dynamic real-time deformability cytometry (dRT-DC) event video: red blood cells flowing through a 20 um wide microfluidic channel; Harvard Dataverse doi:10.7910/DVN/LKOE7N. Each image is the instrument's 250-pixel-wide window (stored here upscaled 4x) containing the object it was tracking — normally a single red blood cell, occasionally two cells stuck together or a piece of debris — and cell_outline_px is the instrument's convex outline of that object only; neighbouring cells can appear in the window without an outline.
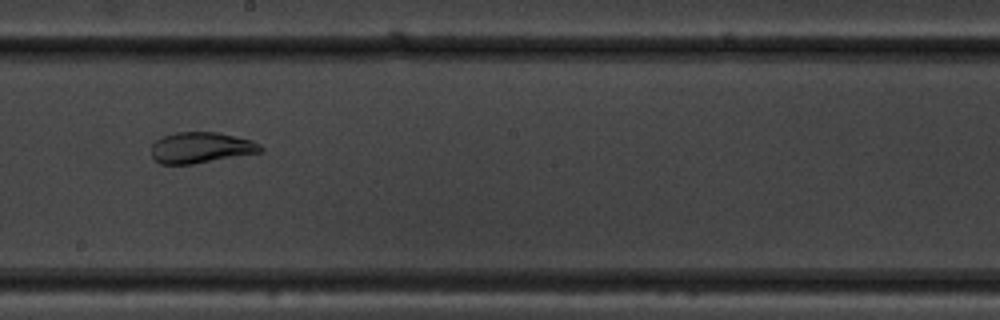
{"species": "common noctule bat (a hibernating species)", "species_latin": "Nyctalus noctula", "temperature_condition": "warm", "stored_images_in_passage": 55, "segment_of_instrument_passage": [1, 2], "camera_frame_rate_fps": 3000, "um_per_image_px": 0.085, "animal": {"sex": "male", "body_mass_g": 19.5, "forearm_length_mm": 54.6}, "frame": {"image": 1, "passage_image": 31, "time_ms": 10.0, "image_size_px": [1000, 320], "cell_outline_px": [[264, 152], [192, 164], [160, 164], [152, 156], [152, 144], [156, 140], [164, 136], [176, 132], [216, 132], [252, 140], [260, 144], [264, 148]], "centroid_in_image_um": [17.11, 12.55], "position_along_channel_um": 231.1, "area_um2": 19.71}}
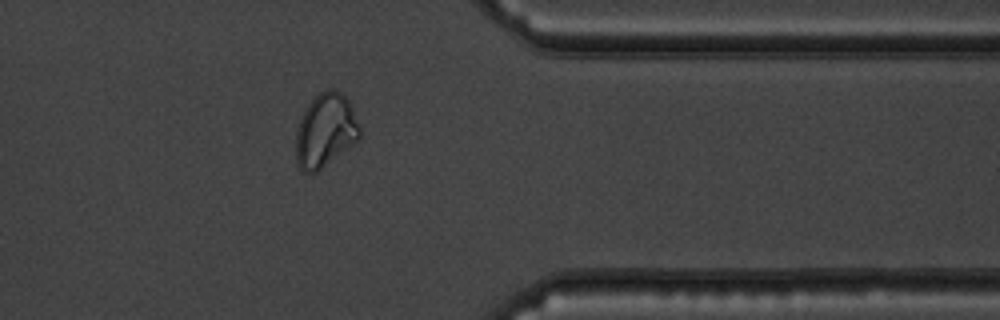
{"frame": {"image": 2, "passage_image": 44, "time_ms": 14.333, "image_size_px": [1000, 320], "cell_outline_px": [[360, 136], [352, 144], [312, 176], [308, 176], [296, 164], [296, 128], [308, 104], [320, 92], [328, 88], [332, 88], [340, 92], [348, 100], [352, 108], [360, 128]], "centroid_in_image_um": [27.62, 11.12], "position_along_channel_um": 383.8, "area_um2": 27.28}}
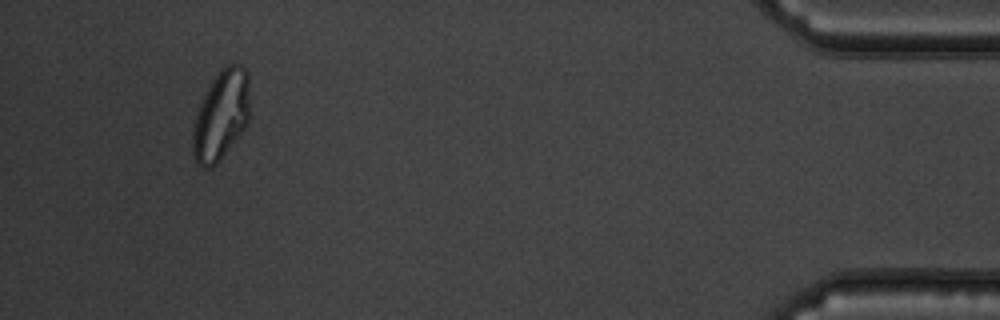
{"frame": {"image": 3, "passage_image": 51, "time_ms": 16.667, "image_size_px": [1000, 320], "cell_outline_px": [[248, 124], [220, 160], [212, 168], [200, 168], [196, 164], [192, 152], [192, 132], [196, 116], [200, 104], [208, 88], [220, 68], [228, 64], [240, 64], [248, 72]], "centroid_in_image_um": [18.78, 9.83], "position_along_channel_um": 416.4, "area_um2": 29.77}}